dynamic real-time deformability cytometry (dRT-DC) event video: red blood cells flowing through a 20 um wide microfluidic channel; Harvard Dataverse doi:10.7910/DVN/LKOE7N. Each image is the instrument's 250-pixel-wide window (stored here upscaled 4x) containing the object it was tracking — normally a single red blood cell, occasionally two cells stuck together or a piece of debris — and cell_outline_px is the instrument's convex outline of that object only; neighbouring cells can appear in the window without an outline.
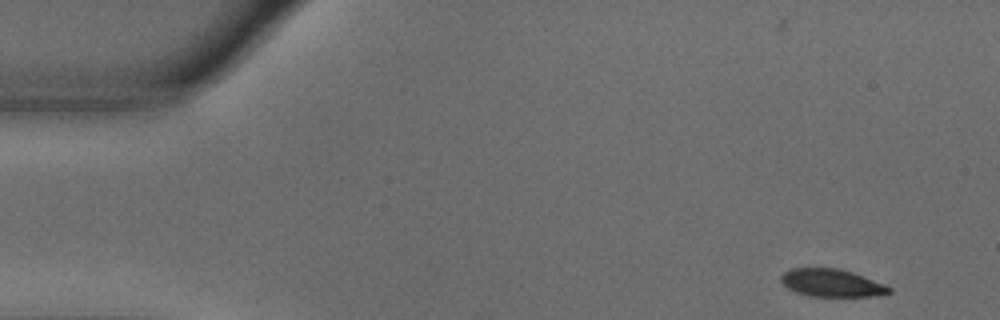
{"species": "common noctule bat (a hibernating species)", "species_latin": "Nyctalus noctula", "temperature_condition": "warm", "stored_images_in_passage": 53, "camera_frame_rate_fps": 3000, "um_per_image_px": 0.085, "animal": {"sex": "male", "body_mass_g": 18.8}, "frame": {"image": 1, "passage_image": 1, "time_ms": 0.0, "image_size_px": [1000, 320], "cell_outline_px": [[892, 292], [880, 296], [808, 296], [796, 292], [788, 288], [780, 280], [780, 276], [784, 272], [792, 268], [840, 268], [864, 276], [884, 284], [892, 288]], "centroid_in_image_um": [70.71, 24.05], "position_along_channel_um": 14.3, "area_um2": 17.51}}
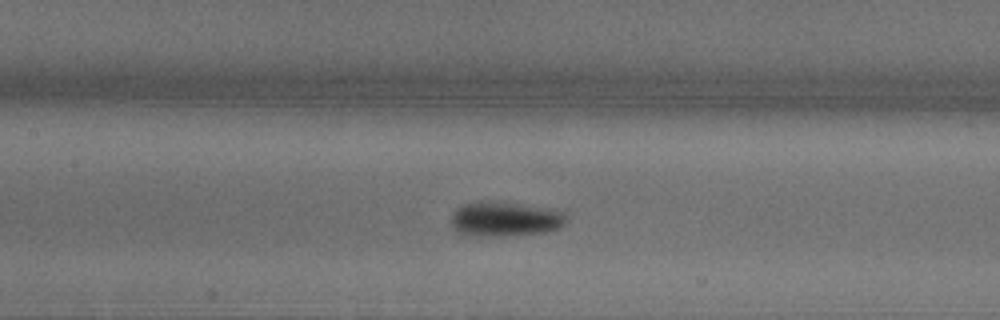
{"frame": {"image": 2, "passage_image": 22, "time_ms": 7.0, "image_size_px": [1000, 320], "cell_outline_px": [[568, 220], [560, 228], [544, 232], [500, 236], [472, 236], [456, 232], [452, 224], [452, 216], [456, 208], [464, 204], [476, 200], [480, 200], [516, 204], [564, 212]], "centroid_in_image_um": [42.88, 18.63], "position_along_channel_um": 164.5, "area_um2": 23.06}}
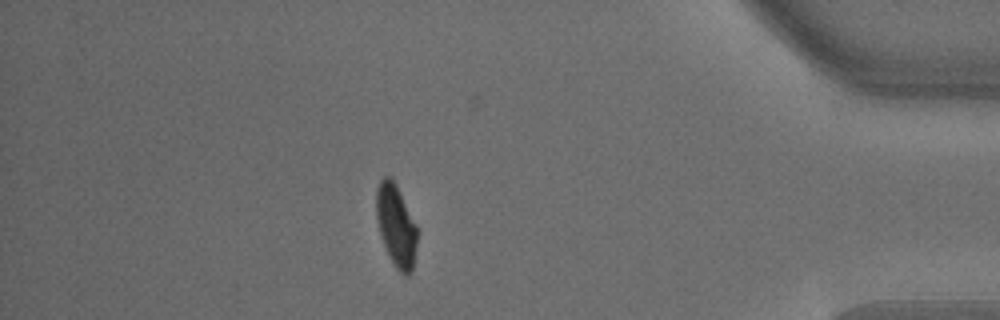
{"frame": {"image": 3, "passage_image": 45, "time_ms": 14.667, "image_size_px": [1000, 320], "cell_outline_px": [[420, 232], [412, 272], [408, 276], [404, 276], [392, 264], [384, 244], [380, 232], [376, 216], [376, 188], [380, 180], [384, 176], [392, 176]], "centroid_in_image_um": [33.7, 19.2], "position_along_channel_um": 401.5, "area_um2": 20.0}, "authors_computed_cell_mechanics": {"area_um2": 19.9988, "velocity_mm_per_s": 3.6432, "shape_relaxation_time_tau1_ms": 2.0225, "shape_relaxation_time_tau2_ms": null, "deformation_change_tau1": 0.1666, "deformation_change_tau2": null}}